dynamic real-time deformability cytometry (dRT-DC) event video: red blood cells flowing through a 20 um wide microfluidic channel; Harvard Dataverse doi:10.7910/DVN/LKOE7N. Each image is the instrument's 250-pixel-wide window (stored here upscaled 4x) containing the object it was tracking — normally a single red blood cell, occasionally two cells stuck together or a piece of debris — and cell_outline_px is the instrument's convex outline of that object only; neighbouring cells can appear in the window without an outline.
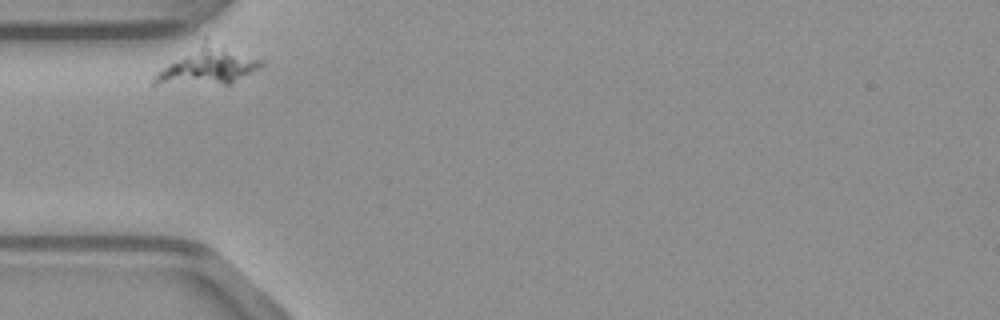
{"species": "common noctule bat (a hibernating species)", "species_latin": "Nyctalus noctula", "temperature_condition": "warm", "stored_images_in_passage": 28, "camera_frame_rate_fps": 3000, "um_per_image_px": 0.085, "animal": {"sex": "male", "body_mass_g": 23.1, "forearm_length_mm": 52.7}, "frame": {"image": 1, "passage_image": 1, "time_ms": 0.0, "image_size_px": [1000, 320], "cell_outline_px": [[264, 64], [260, 68], [232, 84], [152, 88], [152, 76], [204, 36], [264, 60]], "centroid_in_image_um": [17.59, 5.62], "position_along_channel_um": 67.4, "area_um2": 25.14}}
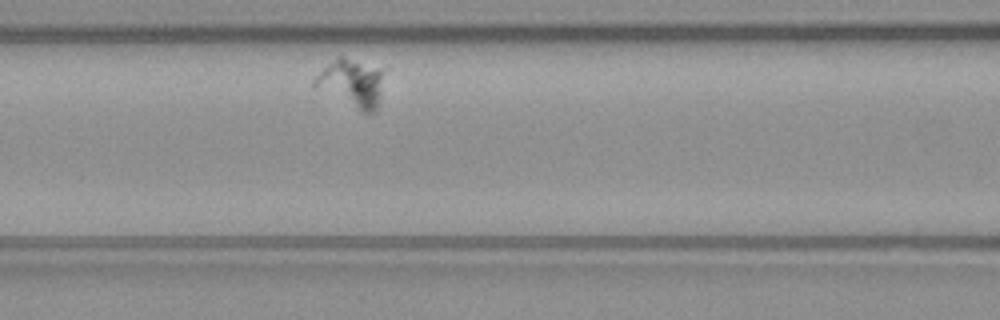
{"frame": {"image": 2, "passage_image": 7, "time_ms": 2.0, "image_size_px": [1000, 320], "cell_outline_px": [[388, 68], [376, 112], [364, 112], [312, 88], [312, 80], [336, 56], [344, 56]], "centroid_in_image_um": [29.94, 7.02], "position_along_channel_um": 136.7, "area_um2": 20.35}}
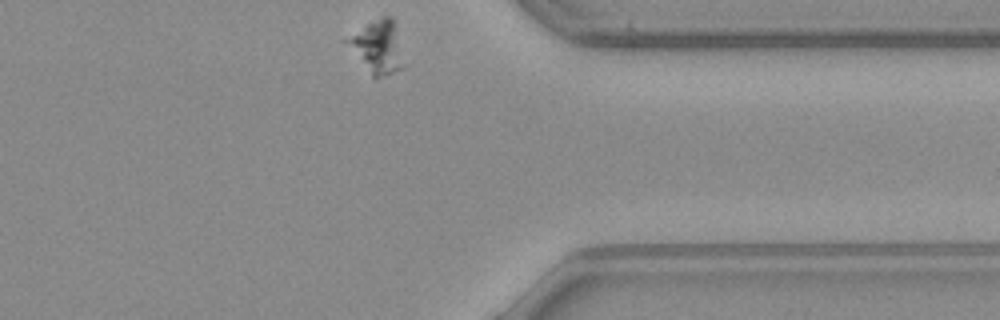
{"frame": {"image": 3, "passage_image": 28, "time_ms": 9.0, "image_size_px": [1000, 320], "cell_outline_px": [[404, 64], [400, 68], [392, 72], [376, 76], [372, 76], [340, 40], [380, 16], [388, 16], [392, 20]], "centroid_in_image_um": [31.97, 3.97], "position_along_channel_um": 379.4, "area_um2": 16.94}}